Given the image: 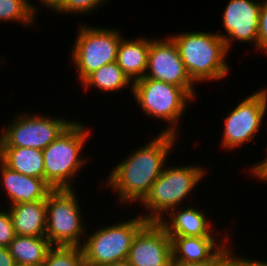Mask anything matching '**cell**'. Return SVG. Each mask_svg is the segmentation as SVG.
Wrapping results in <instances>:
<instances>
[{
  "instance_id": "1",
  "label": "cell",
  "mask_w": 267,
  "mask_h": 266,
  "mask_svg": "<svg viewBox=\"0 0 267 266\" xmlns=\"http://www.w3.org/2000/svg\"><path fill=\"white\" fill-rule=\"evenodd\" d=\"M157 134L144 146L131 151L109 172L105 185L116 192L119 200L117 203H140L165 165H168V155L174 149L179 136L160 132Z\"/></svg>"
},
{
  "instance_id": "2",
  "label": "cell",
  "mask_w": 267,
  "mask_h": 266,
  "mask_svg": "<svg viewBox=\"0 0 267 266\" xmlns=\"http://www.w3.org/2000/svg\"><path fill=\"white\" fill-rule=\"evenodd\" d=\"M169 36L178 47L180 58L197 84L218 81L228 75V53L224 40L214 32L189 31Z\"/></svg>"
},
{
  "instance_id": "3",
  "label": "cell",
  "mask_w": 267,
  "mask_h": 266,
  "mask_svg": "<svg viewBox=\"0 0 267 266\" xmlns=\"http://www.w3.org/2000/svg\"><path fill=\"white\" fill-rule=\"evenodd\" d=\"M90 127L74 120L61 135L42 150L44 159V179L53 188L75 189L74 178L88 159L83 158L82 150L89 141Z\"/></svg>"
},
{
  "instance_id": "4",
  "label": "cell",
  "mask_w": 267,
  "mask_h": 266,
  "mask_svg": "<svg viewBox=\"0 0 267 266\" xmlns=\"http://www.w3.org/2000/svg\"><path fill=\"white\" fill-rule=\"evenodd\" d=\"M204 169L203 166L195 163L171 167L165 165L147 195L138 203L146 210L140 215L147 222H158L170 210L183 206L184 202L189 200L192 191L207 175Z\"/></svg>"
},
{
  "instance_id": "5",
  "label": "cell",
  "mask_w": 267,
  "mask_h": 266,
  "mask_svg": "<svg viewBox=\"0 0 267 266\" xmlns=\"http://www.w3.org/2000/svg\"><path fill=\"white\" fill-rule=\"evenodd\" d=\"M133 97L142 113L167 122L161 133L179 135V122L193 97L182 87L149 78L133 82ZM189 103V104H188Z\"/></svg>"
},
{
  "instance_id": "6",
  "label": "cell",
  "mask_w": 267,
  "mask_h": 266,
  "mask_svg": "<svg viewBox=\"0 0 267 266\" xmlns=\"http://www.w3.org/2000/svg\"><path fill=\"white\" fill-rule=\"evenodd\" d=\"M134 217L87 232L81 246L85 266L127 260L134 236L147 223L139 214Z\"/></svg>"
},
{
  "instance_id": "7",
  "label": "cell",
  "mask_w": 267,
  "mask_h": 266,
  "mask_svg": "<svg viewBox=\"0 0 267 266\" xmlns=\"http://www.w3.org/2000/svg\"><path fill=\"white\" fill-rule=\"evenodd\" d=\"M75 192V189L53 190L46 199L45 237L52 246L81 247L84 242L88 229Z\"/></svg>"
},
{
  "instance_id": "8",
  "label": "cell",
  "mask_w": 267,
  "mask_h": 266,
  "mask_svg": "<svg viewBox=\"0 0 267 266\" xmlns=\"http://www.w3.org/2000/svg\"><path fill=\"white\" fill-rule=\"evenodd\" d=\"M72 46L70 60L77 71L80 84L94 71L106 64L116 62L117 49L123 36L115 27L79 25Z\"/></svg>"
},
{
  "instance_id": "9",
  "label": "cell",
  "mask_w": 267,
  "mask_h": 266,
  "mask_svg": "<svg viewBox=\"0 0 267 266\" xmlns=\"http://www.w3.org/2000/svg\"><path fill=\"white\" fill-rule=\"evenodd\" d=\"M16 112L0 132V147H24L43 150L74 121L63 116ZM57 116V117H56Z\"/></svg>"
},
{
  "instance_id": "10",
  "label": "cell",
  "mask_w": 267,
  "mask_h": 266,
  "mask_svg": "<svg viewBox=\"0 0 267 266\" xmlns=\"http://www.w3.org/2000/svg\"><path fill=\"white\" fill-rule=\"evenodd\" d=\"M267 115V88H260L258 91L245 97L228 113L224 120V129L220 146L226 151L243 146L253 141L260 133L261 124Z\"/></svg>"
},
{
  "instance_id": "11",
  "label": "cell",
  "mask_w": 267,
  "mask_h": 266,
  "mask_svg": "<svg viewBox=\"0 0 267 266\" xmlns=\"http://www.w3.org/2000/svg\"><path fill=\"white\" fill-rule=\"evenodd\" d=\"M144 78L182 87L194 100L196 98V84L189 76L178 47L170 36L154 40L150 38L148 66Z\"/></svg>"
},
{
  "instance_id": "12",
  "label": "cell",
  "mask_w": 267,
  "mask_h": 266,
  "mask_svg": "<svg viewBox=\"0 0 267 266\" xmlns=\"http://www.w3.org/2000/svg\"><path fill=\"white\" fill-rule=\"evenodd\" d=\"M261 3L254 0H228L223 11V27L226 33H216L224 40L230 52L233 41L255 44L258 52V29ZM233 44V45H232Z\"/></svg>"
},
{
  "instance_id": "13",
  "label": "cell",
  "mask_w": 267,
  "mask_h": 266,
  "mask_svg": "<svg viewBox=\"0 0 267 266\" xmlns=\"http://www.w3.org/2000/svg\"><path fill=\"white\" fill-rule=\"evenodd\" d=\"M171 238L158 222H147L134 236L127 261L132 266H170Z\"/></svg>"
},
{
  "instance_id": "14",
  "label": "cell",
  "mask_w": 267,
  "mask_h": 266,
  "mask_svg": "<svg viewBox=\"0 0 267 266\" xmlns=\"http://www.w3.org/2000/svg\"><path fill=\"white\" fill-rule=\"evenodd\" d=\"M225 229L224 241L217 237H170L172 260L186 263H217L219 254L231 245ZM221 242H219V241Z\"/></svg>"
},
{
  "instance_id": "15",
  "label": "cell",
  "mask_w": 267,
  "mask_h": 266,
  "mask_svg": "<svg viewBox=\"0 0 267 266\" xmlns=\"http://www.w3.org/2000/svg\"><path fill=\"white\" fill-rule=\"evenodd\" d=\"M205 213L206 211L193 205L185 208L177 207L170 210L158 223L166 230L169 237H219L215 236L218 235L215 233V227L213 229Z\"/></svg>"
},
{
  "instance_id": "16",
  "label": "cell",
  "mask_w": 267,
  "mask_h": 266,
  "mask_svg": "<svg viewBox=\"0 0 267 266\" xmlns=\"http://www.w3.org/2000/svg\"><path fill=\"white\" fill-rule=\"evenodd\" d=\"M0 185L9 199L8 206L46 200L53 188L45 179L26 176L6 167L0 161ZM11 203V204H10Z\"/></svg>"
},
{
  "instance_id": "17",
  "label": "cell",
  "mask_w": 267,
  "mask_h": 266,
  "mask_svg": "<svg viewBox=\"0 0 267 266\" xmlns=\"http://www.w3.org/2000/svg\"><path fill=\"white\" fill-rule=\"evenodd\" d=\"M149 47L150 38L146 36L132 40L123 37L119 43L116 62L132 83L146 74Z\"/></svg>"
},
{
  "instance_id": "18",
  "label": "cell",
  "mask_w": 267,
  "mask_h": 266,
  "mask_svg": "<svg viewBox=\"0 0 267 266\" xmlns=\"http://www.w3.org/2000/svg\"><path fill=\"white\" fill-rule=\"evenodd\" d=\"M8 211L16 235L45 237L46 200L13 204Z\"/></svg>"
},
{
  "instance_id": "19",
  "label": "cell",
  "mask_w": 267,
  "mask_h": 266,
  "mask_svg": "<svg viewBox=\"0 0 267 266\" xmlns=\"http://www.w3.org/2000/svg\"><path fill=\"white\" fill-rule=\"evenodd\" d=\"M0 161L13 171L44 179L42 150L24 147H0Z\"/></svg>"
},
{
  "instance_id": "20",
  "label": "cell",
  "mask_w": 267,
  "mask_h": 266,
  "mask_svg": "<svg viewBox=\"0 0 267 266\" xmlns=\"http://www.w3.org/2000/svg\"><path fill=\"white\" fill-rule=\"evenodd\" d=\"M51 247L46 237L16 235L8 249L17 266H40Z\"/></svg>"
},
{
  "instance_id": "21",
  "label": "cell",
  "mask_w": 267,
  "mask_h": 266,
  "mask_svg": "<svg viewBox=\"0 0 267 266\" xmlns=\"http://www.w3.org/2000/svg\"><path fill=\"white\" fill-rule=\"evenodd\" d=\"M84 90L95 87L101 92H118L128 87L132 92L133 83L123 73L117 62L106 64L90 74L82 83ZM90 87V88H89ZM86 88V89H85Z\"/></svg>"
},
{
  "instance_id": "22",
  "label": "cell",
  "mask_w": 267,
  "mask_h": 266,
  "mask_svg": "<svg viewBox=\"0 0 267 266\" xmlns=\"http://www.w3.org/2000/svg\"><path fill=\"white\" fill-rule=\"evenodd\" d=\"M35 5L30 0H0V22H19L20 26L33 27L39 13Z\"/></svg>"
},
{
  "instance_id": "23",
  "label": "cell",
  "mask_w": 267,
  "mask_h": 266,
  "mask_svg": "<svg viewBox=\"0 0 267 266\" xmlns=\"http://www.w3.org/2000/svg\"><path fill=\"white\" fill-rule=\"evenodd\" d=\"M40 266H85L82 248L78 246H52Z\"/></svg>"
},
{
  "instance_id": "24",
  "label": "cell",
  "mask_w": 267,
  "mask_h": 266,
  "mask_svg": "<svg viewBox=\"0 0 267 266\" xmlns=\"http://www.w3.org/2000/svg\"><path fill=\"white\" fill-rule=\"evenodd\" d=\"M109 0H64L62 5L53 13L55 14H69L77 15L83 14L86 16L90 13L98 11L100 6L108 4Z\"/></svg>"
},
{
  "instance_id": "25",
  "label": "cell",
  "mask_w": 267,
  "mask_h": 266,
  "mask_svg": "<svg viewBox=\"0 0 267 266\" xmlns=\"http://www.w3.org/2000/svg\"><path fill=\"white\" fill-rule=\"evenodd\" d=\"M231 246H227L217 258V266H261V260L237 256ZM259 260V261H258Z\"/></svg>"
},
{
  "instance_id": "26",
  "label": "cell",
  "mask_w": 267,
  "mask_h": 266,
  "mask_svg": "<svg viewBox=\"0 0 267 266\" xmlns=\"http://www.w3.org/2000/svg\"><path fill=\"white\" fill-rule=\"evenodd\" d=\"M15 237L16 232L8 209H0V246L8 248Z\"/></svg>"
},
{
  "instance_id": "27",
  "label": "cell",
  "mask_w": 267,
  "mask_h": 266,
  "mask_svg": "<svg viewBox=\"0 0 267 266\" xmlns=\"http://www.w3.org/2000/svg\"><path fill=\"white\" fill-rule=\"evenodd\" d=\"M261 1L258 29V52H265L267 55V0Z\"/></svg>"
},
{
  "instance_id": "28",
  "label": "cell",
  "mask_w": 267,
  "mask_h": 266,
  "mask_svg": "<svg viewBox=\"0 0 267 266\" xmlns=\"http://www.w3.org/2000/svg\"><path fill=\"white\" fill-rule=\"evenodd\" d=\"M252 166V167H251ZM250 168H248L249 175L260 182L264 181L267 182V157L264 158V160L257 162L256 164L253 163Z\"/></svg>"
},
{
  "instance_id": "29",
  "label": "cell",
  "mask_w": 267,
  "mask_h": 266,
  "mask_svg": "<svg viewBox=\"0 0 267 266\" xmlns=\"http://www.w3.org/2000/svg\"><path fill=\"white\" fill-rule=\"evenodd\" d=\"M0 266H17L7 247L0 246Z\"/></svg>"
},
{
  "instance_id": "30",
  "label": "cell",
  "mask_w": 267,
  "mask_h": 266,
  "mask_svg": "<svg viewBox=\"0 0 267 266\" xmlns=\"http://www.w3.org/2000/svg\"><path fill=\"white\" fill-rule=\"evenodd\" d=\"M63 1L64 0H39L38 3L43 5L44 8L55 12L62 5Z\"/></svg>"
},
{
  "instance_id": "31",
  "label": "cell",
  "mask_w": 267,
  "mask_h": 266,
  "mask_svg": "<svg viewBox=\"0 0 267 266\" xmlns=\"http://www.w3.org/2000/svg\"><path fill=\"white\" fill-rule=\"evenodd\" d=\"M170 266H217V263H186L171 260Z\"/></svg>"
},
{
  "instance_id": "32",
  "label": "cell",
  "mask_w": 267,
  "mask_h": 266,
  "mask_svg": "<svg viewBox=\"0 0 267 266\" xmlns=\"http://www.w3.org/2000/svg\"><path fill=\"white\" fill-rule=\"evenodd\" d=\"M104 266H132L127 260L110 263Z\"/></svg>"
},
{
  "instance_id": "33",
  "label": "cell",
  "mask_w": 267,
  "mask_h": 266,
  "mask_svg": "<svg viewBox=\"0 0 267 266\" xmlns=\"http://www.w3.org/2000/svg\"><path fill=\"white\" fill-rule=\"evenodd\" d=\"M261 266H267V260H261Z\"/></svg>"
}]
</instances>
